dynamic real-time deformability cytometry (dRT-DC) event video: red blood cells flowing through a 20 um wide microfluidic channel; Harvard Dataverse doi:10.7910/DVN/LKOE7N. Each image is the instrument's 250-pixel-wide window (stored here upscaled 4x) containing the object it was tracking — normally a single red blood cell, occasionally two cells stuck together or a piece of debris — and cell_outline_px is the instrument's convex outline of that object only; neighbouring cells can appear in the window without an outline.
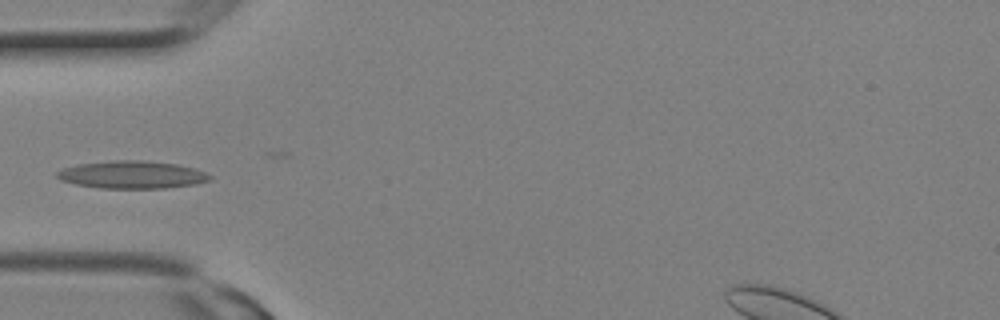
{"species": "Egyptian fruit bat (a non-hibernating species)", "species_latin": "Rousettus aegyptiacus", "temperature_condition": "room temperature", "stored_images_in_passage": 3, "camera_frame_rate_fps": 3000, "um_per_image_px": 0.085, "animal": {"sex": "female"}, "frame": {"image": 1, "passage_image": 3, "time_ms": 0.667, "image_size_px": [1000, 320], "cell_outline_px": [[212, 180], [196, 184], [164, 188], [100, 188], [76, 184], [60, 180], [56, 176], [56, 172], [64, 168], [76, 164], [112, 160], [140, 160], [176, 164], [192, 168], [204, 172], [212, 176]], "centroid_in_image_um": [11.21, 14.85], "position_along_channel_um": 73.8, "area_um2": 24.57}}